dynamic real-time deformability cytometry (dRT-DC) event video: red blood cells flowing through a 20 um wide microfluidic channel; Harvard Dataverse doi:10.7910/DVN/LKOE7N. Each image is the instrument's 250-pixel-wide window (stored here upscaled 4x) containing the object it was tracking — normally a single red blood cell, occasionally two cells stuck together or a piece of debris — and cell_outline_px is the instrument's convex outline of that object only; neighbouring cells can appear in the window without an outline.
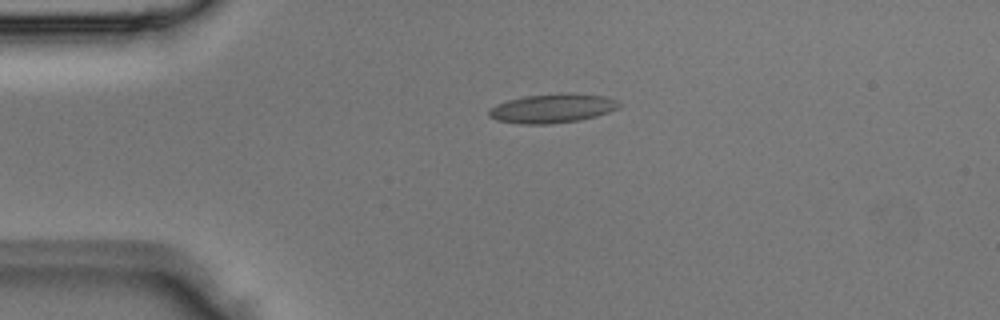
{"species": "Egyptian fruit bat (a non-hibernating species)", "species_latin": "Rousettus aegyptiacus", "temperature_condition": "room temperature", "stored_images_in_passage": 4, "camera_frame_rate_fps": 3000, "um_per_image_px": 0.085, "animal": {"sex": "male"}, "frame": {"image": 1, "passage_image": 3, "time_ms": 0.667, "image_size_px": [1000, 320], "cell_outline_px": [[620, 108], [596, 116], [580, 120], [548, 124], [520, 124], [496, 120], [488, 116], [488, 112], [496, 104], [508, 100], [524, 96], [560, 92], [572, 92], [608, 96], [616, 100], [620, 104]], "centroid_in_image_um": [46.98, 9.19], "position_along_channel_um": 38.0, "area_um2": 22.43}}
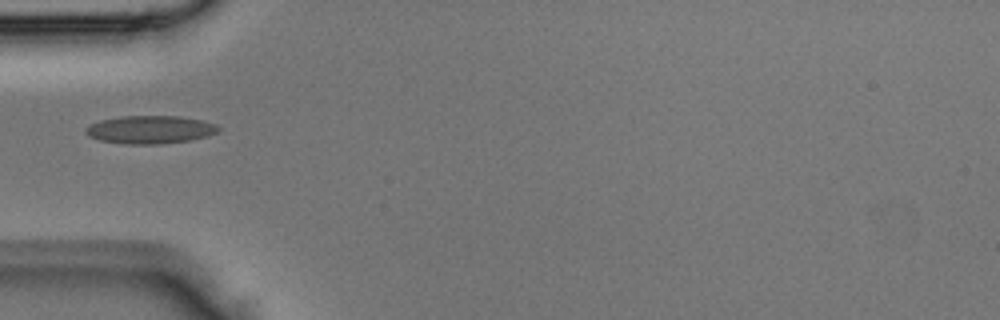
{"frame": {"image": 2, "passage_image": 4, "time_ms": 1.0, "image_size_px": [1000, 320], "cell_outline_px": [[220, 132], [208, 136], [188, 140], [160, 144], [124, 144], [100, 140], [88, 136], [84, 132], [84, 128], [88, 124], [100, 120], [120, 116], [180, 116], [204, 120], [216, 124], [220, 128]], "centroid_in_image_um": [12.75, 11.01], "position_along_channel_um": 72.2, "area_um2": 21.96}}